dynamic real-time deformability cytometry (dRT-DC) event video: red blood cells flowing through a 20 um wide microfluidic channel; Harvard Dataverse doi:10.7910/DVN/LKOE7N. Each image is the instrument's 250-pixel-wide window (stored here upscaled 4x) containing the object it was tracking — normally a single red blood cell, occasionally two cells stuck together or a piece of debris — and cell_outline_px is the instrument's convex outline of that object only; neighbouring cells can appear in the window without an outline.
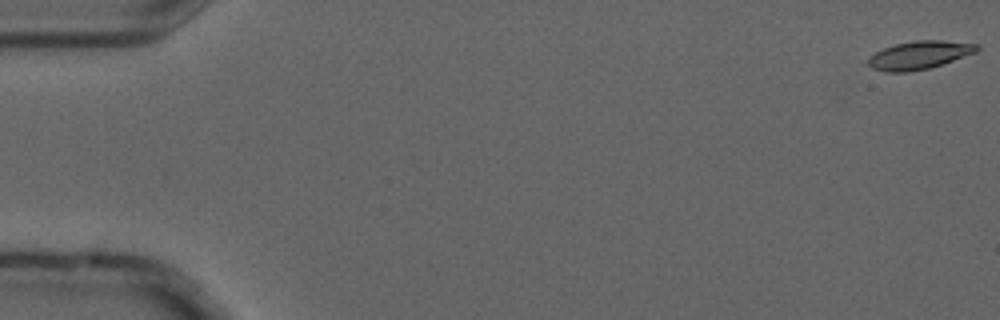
{"species": "common noctule bat (a hibernating species)", "species_latin": "Nyctalus noctula", "temperature_condition": "cold", "stored_images_in_passage": 7, "camera_frame_rate_fps": 3000, "um_per_image_px": 0.085, "animal": {"sex": "male", "forearm_length_mm": 52.5}, "frame": {"image": 1, "passage_image": 1, "time_ms": 0.0, "image_size_px": [1000, 320], "cell_outline_px": [[980, 48], [976, 52], [928, 68], [908, 72], [884, 72], [872, 68], [868, 64], [868, 60], [876, 52], [884, 48], [896, 44], [916, 40], [940, 40], [980, 44]], "centroid_in_image_um": [78.15, 4.68], "position_along_channel_um": 6.9, "area_um2": 17.57}}
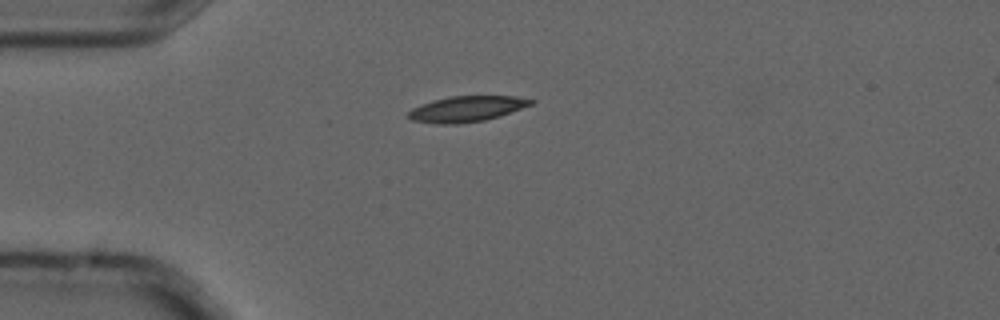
{"frame": {"image": 2, "passage_image": 5, "time_ms": 1.333, "image_size_px": [1000, 320], "cell_outline_px": [[536, 100], [532, 104], [500, 116], [484, 120], [456, 124], [436, 124], [412, 120], [404, 116], [412, 108], [420, 104], [432, 100], [448, 96], [516, 96]], "centroid_in_image_um": [39.61, 9.25], "position_along_channel_um": 45.4, "area_um2": 18.5}}
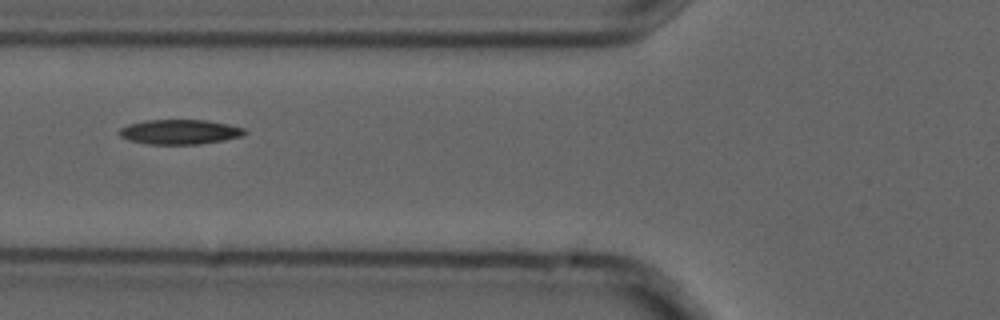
{"frame": {"image": 3, "passage_image": 7, "time_ms": 2.0, "image_size_px": [1000, 320], "cell_outline_px": [[248, 132], [240, 136], [224, 140], [200, 144], [144, 144], [128, 140], [120, 136], [116, 132], [120, 128], [128, 124], [144, 120], [204, 120], [228, 124], [244, 128]], "centroid_in_image_um": [15.22, 11.21], "position_along_channel_um": 110.6, "area_um2": 18.21}}